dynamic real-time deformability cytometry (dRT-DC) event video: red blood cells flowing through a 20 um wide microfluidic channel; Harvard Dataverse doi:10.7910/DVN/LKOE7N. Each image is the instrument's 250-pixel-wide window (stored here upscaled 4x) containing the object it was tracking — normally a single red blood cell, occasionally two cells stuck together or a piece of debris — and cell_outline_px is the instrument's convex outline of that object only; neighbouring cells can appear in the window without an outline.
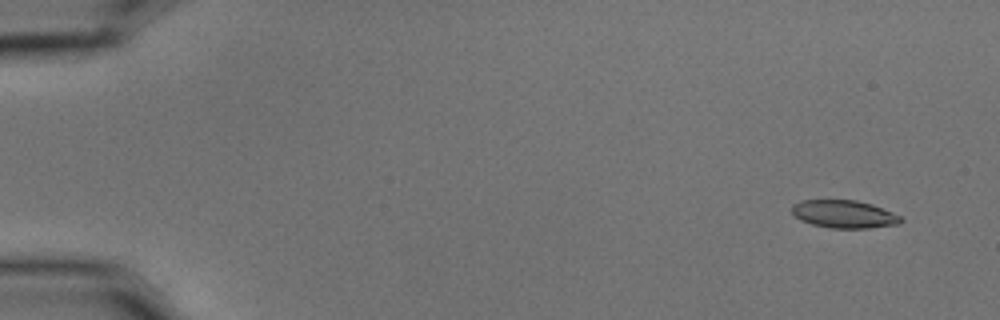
{"species": "common noctule bat (a hibernating species)", "species_latin": "Nyctalus noctula", "temperature_condition": "cold", "stored_images_in_passage": 4, "camera_frame_rate_fps": 3000, "um_per_image_px": 0.085, "animal": {"sex": "male", "body_mass_g": 15.6}, "frame": {"image": 1, "passage_image": 1, "time_ms": 0.0, "image_size_px": [1000, 320], "cell_outline_px": [[904, 220], [896, 224], [868, 228], [832, 228], [812, 224], [800, 220], [792, 212], [792, 204], [800, 200], [856, 200], [872, 204], [892, 212], [900, 216]], "centroid_in_image_um": [71.73, 18.19], "position_along_channel_um": 13.3, "area_um2": 17.57}}
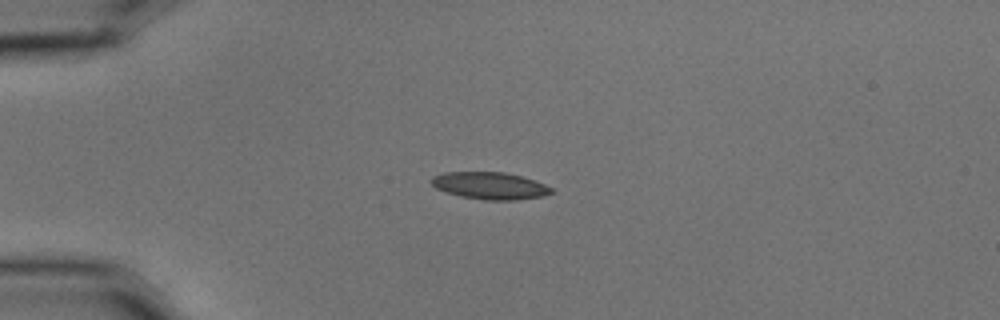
{"frame": {"image": 2, "passage_image": 4, "time_ms": 1.0, "image_size_px": [1000, 320], "cell_outline_px": [[552, 192], [544, 196], [516, 200], [484, 200], [460, 196], [444, 192], [436, 188], [428, 180], [432, 176], [444, 172], [504, 172], [520, 176], [544, 184], [552, 188]], "centroid_in_image_um": [41.58, 15.79], "position_along_channel_um": 43.4, "area_um2": 19.02}}